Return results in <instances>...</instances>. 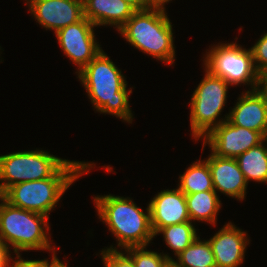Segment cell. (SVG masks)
I'll return each mask as SVG.
<instances>
[{
    "mask_svg": "<svg viewBox=\"0 0 267 267\" xmlns=\"http://www.w3.org/2000/svg\"><path fill=\"white\" fill-rule=\"evenodd\" d=\"M77 76L96 112L132 123L134 117L129 103L132 87L127 89L122 71L103 50Z\"/></svg>",
    "mask_w": 267,
    "mask_h": 267,
    "instance_id": "6da1fadb",
    "label": "cell"
},
{
    "mask_svg": "<svg viewBox=\"0 0 267 267\" xmlns=\"http://www.w3.org/2000/svg\"><path fill=\"white\" fill-rule=\"evenodd\" d=\"M96 164L69 160L54 176L10 186L2 197L11 205L49 217L66 190ZM91 168V169H90Z\"/></svg>",
    "mask_w": 267,
    "mask_h": 267,
    "instance_id": "7a4b0ae2",
    "label": "cell"
},
{
    "mask_svg": "<svg viewBox=\"0 0 267 267\" xmlns=\"http://www.w3.org/2000/svg\"><path fill=\"white\" fill-rule=\"evenodd\" d=\"M92 198L98 218L114 235L118 248L123 250L152 243L155 235L151 227L149 204L143 212L130 197L107 194Z\"/></svg>",
    "mask_w": 267,
    "mask_h": 267,
    "instance_id": "3957f363",
    "label": "cell"
},
{
    "mask_svg": "<svg viewBox=\"0 0 267 267\" xmlns=\"http://www.w3.org/2000/svg\"><path fill=\"white\" fill-rule=\"evenodd\" d=\"M165 4L157 3L150 9L136 11L118 32L142 53L173 65L176 58L173 25Z\"/></svg>",
    "mask_w": 267,
    "mask_h": 267,
    "instance_id": "277c9868",
    "label": "cell"
},
{
    "mask_svg": "<svg viewBox=\"0 0 267 267\" xmlns=\"http://www.w3.org/2000/svg\"><path fill=\"white\" fill-rule=\"evenodd\" d=\"M0 239L5 246L20 257L22 251L42 250L56 254V246L48 236L49 217L11 205L0 198ZM10 247L12 249H10Z\"/></svg>",
    "mask_w": 267,
    "mask_h": 267,
    "instance_id": "5b68a950",
    "label": "cell"
},
{
    "mask_svg": "<svg viewBox=\"0 0 267 267\" xmlns=\"http://www.w3.org/2000/svg\"><path fill=\"white\" fill-rule=\"evenodd\" d=\"M229 84L222 78L213 76L207 70L197 85L190 102L191 135L195 141L205 138L214 128L226 121L222 115L227 101Z\"/></svg>",
    "mask_w": 267,
    "mask_h": 267,
    "instance_id": "8992f818",
    "label": "cell"
},
{
    "mask_svg": "<svg viewBox=\"0 0 267 267\" xmlns=\"http://www.w3.org/2000/svg\"><path fill=\"white\" fill-rule=\"evenodd\" d=\"M68 161L40 149L1 155L0 193L18 183L50 178Z\"/></svg>",
    "mask_w": 267,
    "mask_h": 267,
    "instance_id": "52a82bcc",
    "label": "cell"
},
{
    "mask_svg": "<svg viewBox=\"0 0 267 267\" xmlns=\"http://www.w3.org/2000/svg\"><path fill=\"white\" fill-rule=\"evenodd\" d=\"M208 51V52H207ZM203 57L204 70L222 78L230 86L248 85L254 91L258 77L251 48L235 43H217Z\"/></svg>",
    "mask_w": 267,
    "mask_h": 267,
    "instance_id": "ba28073f",
    "label": "cell"
},
{
    "mask_svg": "<svg viewBox=\"0 0 267 267\" xmlns=\"http://www.w3.org/2000/svg\"><path fill=\"white\" fill-rule=\"evenodd\" d=\"M95 27L84 17L81 21L70 24L55 33L63 53L77 66L76 74L103 50L96 40Z\"/></svg>",
    "mask_w": 267,
    "mask_h": 267,
    "instance_id": "9c48e42d",
    "label": "cell"
},
{
    "mask_svg": "<svg viewBox=\"0 0 267 267\" xmlns=\"http://www.w3.org/2000/svg\"><path fill=\"white\" fill-rule=\"evenodd\" d=\"M265 139L260 132L235 126L226 120L202 139V151L208 144L211 152L218 157L237 158Z\"/></svg>",
    "mask_w": 267,
    "mask_h": 267,
    "instance_id": "30bf717a",
    "label": "cell"
},
{
    "mask_svg": "<svg viewBox=\"0 0 267 267\" xmlns=\"http://www.w3.org/2000/svg\"><path fill=\"white\" fill-rule=\"evenodd\" d=\"M25 4L36 22L54 34L84 18L83 0H28Z\"/></svg>",
    "mask_w": 267,
    "mask_h": 267,
    "instance_id": "8fae6325",
    "label": "cell"
},
{
    "mask_svg": "<svg viewBox=\"0 0 267 267\" xmlns=\"http://www.w3.org/2000/svg\"><path fill=\"white\" fill-rule=\"evenodd\" d=\"M247 232L228 222L208 242L215 257L216 267L242 266L250 239Z\"/></svg>",
    "mask_w": 267,
    "mask_h": 267,
    "instance_id": "7c38bea8",
    "label": "cell"
},
{
    "mask_svg": "<svg viewBox=\"0 0 267 267\" xmlns=\"http://www.w3.org/2000/svg\"><path fill=\"white\" fill-rule=\"evenodd\" d=\"M148 204L154 235L166 226L191 221L185 194L178 187L158 192Z\"/></svg>",
    "mask_w": 267,
    "mask_h": 267,
    "instance_id": "4fadbf2b",
    "label": "cell"
},
{
    "mask_svg": "<svg viewBox=\"0 0 267 267\" xmlns=\"http://www.w3.org/2000/svg\"><path fill=\"white\" fill-rule=\"evenodd\" d=\"M205 161L209 165L216 193L221 192L228 197L243 201L248 184L236 158L218 157L211 152Z\"/></svg>",
    "mask_w": 267,
    "mask_h": 267,
    "instance_id": "5bb4252c",
    "label": "cell"
},
{
    "mask_svg": "<svg viewBox=\"0 0 267 267\" xmlns=\"http://www.w3.org/2000/svg\"><path fill=\"white\" fill-rule=\"evenodd\" d=\"M227 114V121L235 126L260 132L267 138V106L255 91H245Z\"/></svg>",
    "mask_w": 267,
    "mask_h": 267,
    "instance_id": "9a60e30c",
    "label": "cell"
},
{
    "mask_svg": "<svg viewBox=\"0 0 267 267\" xmlns=\"http://www.w3.org/2000/svg\"><path fill=\"white\" fill-rule=\"evenodd\" d=\"M84 17L97 28L113 26L118 31L136 10L123 0H83Z\"/></svg>",
    "mask_w": 267,
    "mask_h": 267,
    "instance_id": "2e32d148",
    "label": "cell"
},
{
    "mask_svg": "<svg viewBox=\"0 0 267 267\" xmlns=\"http://www.w3.org/2000/svg\"><path fill=\"white\" fill-rule=\"evenodd\" d=\"M219 194L215 190L186 194L187 210L191 222L217 223V215L222 207Z\"/></svg>",
    "mask_w": 267,
    "mask_h": 267,
    "instance_id": "e0dca14e",
    "label": "cell"
},
{
    "mask_svg": "<svg viewBox=\"0 0 267 267\" xmlns=\"http://www.w3.org/2000/svg\"><path fill=\"white\" fill-rule=\"evenodd\" d=\"M247 184L250 181L267 184V138L236 158Z\"/></svg>",
    "mask_w": 267,
    "mask_h": 267,
    "instance_id": "ac0fdd59",
    "label": "cell"
},
{
    "mask_svg": "<svg viewBox=\"0 0 267 267\" xmlns=\"http://www.w3.org/2000/svg\"><path fill=\"white\" fill-rule=\"evenodd\" d=\"M179 180L177 187L185 195L214 190L211 171L204 159L190 164L186 171L179 175Z\"/></svg>",
    "mask_w": 267,
    "mask_h": 267,
    "instance_id": "d6986e66",
    "label": "cell"
},
{
    "mask_svg": "<svg viewBox=\"0 0 267 267\" xmlns=\"http://www.w3.org/2000/svg\"><path fill=\"white\" fill-rule=\"evenodd\" d=\"M172 259L176 267H216L215 257L210 243L198 237L182 252Z\"/></svg>",
    "mask_w": 267,
    "mask_h": 267,
    "instance_id": "ffe728a7",
    "label": "cell"
},
{
    "mask_svg": "<svg viewBox=\"0 0 267 267\" xmlns=\"http://www.w3.org/2000/svg\"><path fill=\"white\" fill-rule=\"evenodd\" d=\"M192 223L188 221L166 226L161 228L155 236L163 234L167 247L177 256L198 237L197 229Z\"/></svg>",
    "mask_w": 267,
    "mask_h": 267,
    "instance_id": "44dd1931",
    "label": "cell"
},
{
    "mask_svg": "<svg viewBox=\"0 0 267 267\" xmlns=\"http://www.w3.org/2000/svg\"><path fill=\"white\" fill-rule=\"evenodd\" d=\"M147 246L129 247L124 249L135 264V267H167L172 257L169 254L147 250Z\"/></svg>",
    "mask_w": 267,
    "mask_h": 267,
    "instance_id": "7402d4cb",
    "label": "cell"
},
{
    "mask_svg": "<svg viewBox=\"0 0 267 267\" xmlns=\"http://www.w3.org/2000/svg\"><path fill=\"white\" fill-rule=\"evenodd\" d=\"M126 254V255H125ZM104 267H135L133 259L123 250L111 245L101 250Z\"/></svg>",
    "mask_w": 267,
    "mask_h": 267,
    "instance_id": "603a6c76",
    "label": "cell"
},
{
    "mask_svg": "<svg viewBox=\"0 0 267 267\" xmlns=\"http://www.w3.org/2000/svg\"><path fill=\"white\" fill-rule=\"evenodd\" d=\"M253 61L258 73L267 72V33L251 47Z\"/></svg>",
    "mask_w": 267,
    "mask_h": 267,
    "instance_id": "cb8c5ba5",
    "label": "cell"
},
{
    "mask_svg": "<svg viewBox=\"0 0 267 267\" xmlns=\"http://www.w3.org/2000/svg\"><path fill=\"white\" fill-rule=\"evenodd\" d=\"M254 91L267 106V72L258 74Z\"/></svg>",
    "mask_w": 267,
    "mask_h": 267,
    "instance_id": "d4e9b609",
    "label": "cell"
},
{
    "mask_svg": "<svg viewBox=\"0 0 267 267\" xmlns=\"http://www.w3.org/2000/svg\"><path fill=\"white\" fill-rule=\"evenodd\" d=\"M16 259L12 262V265H9V267H46V259L42 260H25L24 258L15 257Z\"/></svg>",
    "mask_w": 267,
    "mask_h": 267,
    "instance_id": "484cf974",
    "label": "cell"
},
{
    "mask_svg": "<svg viewBox=\"0 0 267 267\" xmlns=\"http://www.w3.org/2000/svg\"><path fill=\"white\" fill-rule=\"evenodd\" d=\"M132 6L136 11L152 8L157 2L155 0H123Z\"/></svg>",
    "mask_w": 267,
    "mask_h": 267,
    "instance_id": "4316f807",
    "label": "cell"
},
{
    "mask_svg": "<svg viewBox=\"0 0 267 267\" xmlns=\"http://www.w3.org/2000/svg\"><path fill=\"white\" fill-rule=\"evenodd\" d=\"M12 252L5 246V244L0 239V267H9L10 262L14 260V256L11 255ZM12 256V257H11Z\"/></svg>",
    "mask_w": 267,
    "mask_h": 267,
    "instance_id": "83f0119b",
    "label": "cell"
},
{
    "mask_svg": "<svg viewBox=\"0 0 267 267\" xmlns=\"http://www.w3.org/2000/svg\"><path fill=\"white\" fill-rule=\"evenodd\" d=\"M46 267H69L58 259L57 254H52V259L49 261L46 259Z\"/></svg>",
    "mask_w": 267,
    "mask_h": 267,
    "instance_id": "f1b7e54d",
    "label": "cell"
},
{
    "mask_svg": "<svg viewBox=\"0 0 267 267\" xmlns=\"http://www.w3.org/2000/svg\"><path fill=\"white\" fill-rule=\"evenodd\" d=\"M157 3H169L172 0H155Z\"/></svg>",
    "mask_w": 267,
    "mask_h": 267,
    "instance_id": "f546056e",
    "label": "cell"
},
{
    "mask_svg": "<svg viewBox=\"0 0 267 267\" xmlns=\"http://www.w3.org/2000/svg\"><path fill=\"white\" fill-rule=\"evenodd\" d=\"M167 267H176L172 262Z\"/></svg>",
    "mask_w": 267,
    "mask_h": 267,
    "instance_id": "4dcf8cb0",
    "label": "cell"
}]
</instances>
